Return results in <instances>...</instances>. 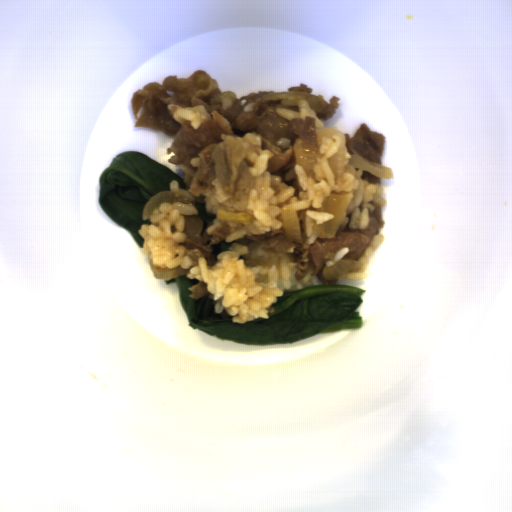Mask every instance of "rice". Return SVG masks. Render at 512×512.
<instances>
[{
  "mask_svg": "<svg viewBox=\"0 0 512 512\" xmlns=\"http://www.w3.org/2000/svg\"><path fill=\"white\" fill-rule=\"evenodd\" d=\"M349 247H343L337 251L334 260H326L325 267L335 266L349 252Z\"/></svg>",
  "mask_w": 512,
  "mask_h": 512,
  "instance_id": "rice-3",
  "label": "rice"
},
{
  "mask_svg": "<svg viewBox=\"0 0 512 512\" xmlns=\"http://www.w3.org/2000/svg\"><path fill=\"white\" fill-rule=\"evenodd\" d=\"M276 114L289 122L293 118L304 121L306 116L315 118L320 156L310 175L293 161L277 172L267 171L269 158L276 155L270 149L248 148L244 160L252 183L247 193V208L232 211L219 203L215 186L208 192H200L198 197L188 192L201 166L200 157H194L190 160L191 167L177 164L184 173L187 189H181L178 180H173L168 190L182 193L193 202L194 208L178 202L159 204L148 218L150 224H140L137 231L144 240L141 255H146L152 265L163 270L180 265L189 269L187 279L206 283L213 312L221 315L225 309L232 316V323L242 325L257 318L269 319V313L276 312L272 305L286 291L324 285L318 274L311 275L315 271L313 263L301 281L296 280L295 246L279 257H271L261 242L246 236H263L284 229L282 207H294L305 236L304 244L311 245L319 238L317 225L335 217L329 212L316 211L332 191L353 192L337 232L347 226L351 230H365L370 223V212L388 203L381 196V184L362 179L363 172L349 165L353 154L345 146L346 134L334 125L325 127L306 99H298V103L280 99ZM196 202L206 203V213L217 214L213 225L206 230L207 235H212L222 222L231 226V235L224 242L233 243L229 251L217 255L213 267L208 266L198 249L185 253L184 246L178 245L186 240L182 215H198Z\"/></svg>",
  "mask_w": 512,
  "mask_h": 512,
  "instance_id": "rice-1",
  "label": "rice"
},
{
  "mask_svg": "<svg viewBox=\"0 0 512 512\" xmlns=\"http://www.w3.org/2000/svg\"><path fill=\"white\" fill-rule=\"evenodd\" d=\"M385 236L383 234L374 235L371 238L370 244L366 251L363 253V255L360 257V262H363L364 265L356 271L353 272H347L344 273L338 280L340 279H353V280H361V279H367L368 273H365L369 264H370V257L372 253L375 251V249L384 242Z\"/></svg>",
  "mask_w": 512,
  "mask_h": 512,
  "instance_id": "rice-2",
  "label": "rice"
}]
</instances>
